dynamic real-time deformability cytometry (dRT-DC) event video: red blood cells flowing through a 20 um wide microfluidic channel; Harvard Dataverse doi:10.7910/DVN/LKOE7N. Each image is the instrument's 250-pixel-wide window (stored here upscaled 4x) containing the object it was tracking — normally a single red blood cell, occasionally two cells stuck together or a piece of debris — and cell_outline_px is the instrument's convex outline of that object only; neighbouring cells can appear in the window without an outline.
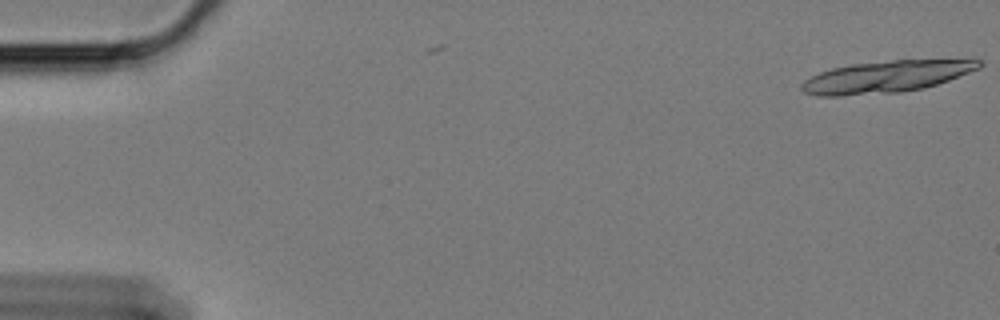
{"species": "Egyptian fruit bat (a non-hibernating species)", "species_latin": "Rousettus aegyptiacus", "temperature_condition": "cold", "stored_images_in_passage": 4, "camera_frame_rate_fps": 3000, "um_per_image_px": 0.085, "animal": {"sex": "female"}, "frame": {"image": 1, "passage_image": 1, "time_ms": 0.0, "image_size_px": [1000, 320], "cell_outline_px": [[984, 64], [980, 68], [948, 80], [924, 88], [900, 92], [840, 96], [816, 96], [804, 92], [800, 88], [800, 84], [804, 80], [820, 72], [832, 68], [852, 64], [892, 60], [980, 60]], "centroid_in_image_um": [75.28, 6.53], "position_along_channel_um": 9.7, "area_um2": 32.71}}